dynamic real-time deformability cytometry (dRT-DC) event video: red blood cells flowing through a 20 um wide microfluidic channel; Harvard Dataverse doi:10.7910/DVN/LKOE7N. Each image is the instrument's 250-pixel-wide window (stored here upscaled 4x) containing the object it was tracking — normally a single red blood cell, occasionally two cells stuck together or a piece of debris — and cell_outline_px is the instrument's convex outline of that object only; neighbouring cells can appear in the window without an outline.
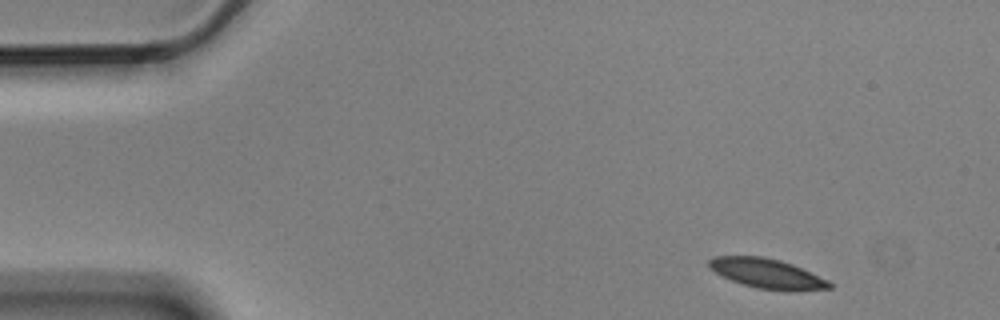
{"species": "Egyptian fruit bat (a non-hibernating species)", "species_latin": "Rousettus aegyptiacus", "temperature_condition": "cold", "stored_images_in_passage": 5, "camera_frame_rate_fps": 3000, "um_per_image_px": 0.085, "animal": {"sex": "male"}, "frame": {"image": 1, "passage_image": 1, "time_ms": 0.0, "image_size_px": [1000, 320], "cell_outline_px": [[832, 288], [792, 292], [788, 292], [756, 288], [732, 280], [708, 268], [708, 260], [712, 256], [760, 256], [780, 260], [792, 264], [828, 280], [832, 284]], "centroid_in_image_um": [65.22, 23.26], "position_along_channel_um": 19.8, "area_um2": 20.92}}
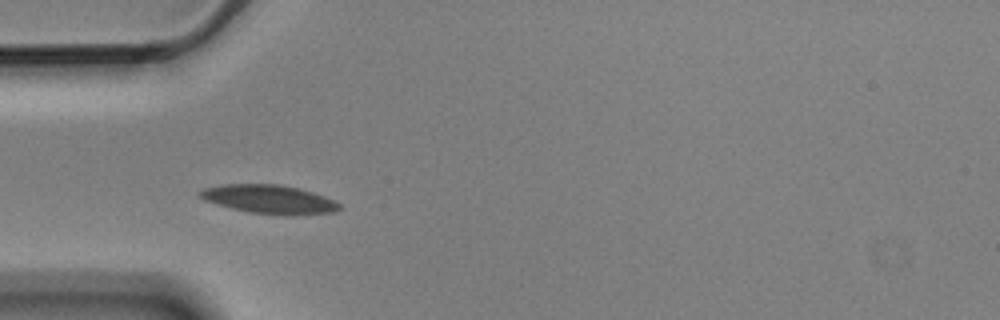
{"frame": {"image": 2, "passage_image": 4, "time_ms": 1.0, "image_size_px": [1000, 320], "cell_outline_px": [[340, 208], [336, 212], [292, 216], [284, 216], [248, 212], [232, 208], [204, 200], [196, 196], [196, 192], [204, 188], [224, 184], [280, 184], [300, 188], [336, 200], [340, 204]], "centroid_in_image_um": [22.89, 16.94], "position_along_channel_um": 62.1, "area_um2": 23.76}}
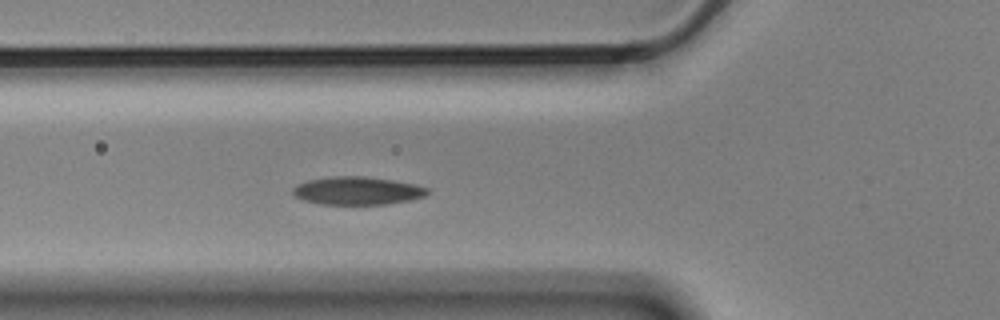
{"frame": {"image": 3, "passage_image": 5, "time_ms": 1.333, "image_size_px": [1000, 320], "cell_outline_px": [[428, 192], [424, 196], [408, 200], [388, 204], [320, 204], [304, 200], [296, 196], [292, 192], [292, 188], [296, 184], [308, 180], [336, 176], [364, 176], [392, 180], [416, 184], [428, 188]], "centroid_in_image_um": [30.36, 16.21], "position_along_channel_um": 95.4, "area_um2": 21.85}}